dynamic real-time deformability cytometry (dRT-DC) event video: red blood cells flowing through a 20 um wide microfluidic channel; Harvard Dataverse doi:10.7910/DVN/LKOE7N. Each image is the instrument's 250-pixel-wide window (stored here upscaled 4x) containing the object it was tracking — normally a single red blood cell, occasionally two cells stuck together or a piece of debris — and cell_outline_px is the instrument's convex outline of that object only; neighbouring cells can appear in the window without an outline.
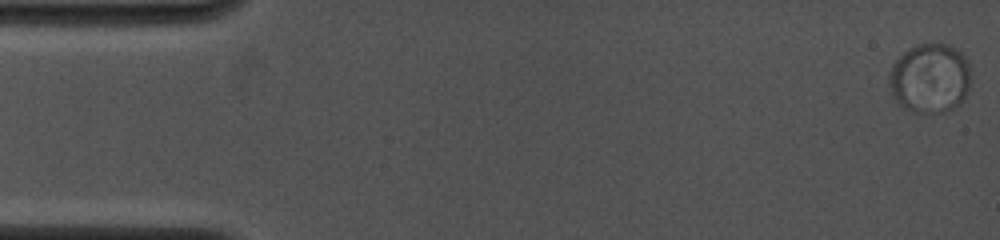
{"species": "common noctule bat (a hibernating species)", "species_latin": "Nyctalus noctula", "temperature_condition": "cold", "stored_images_in_passage": 26, "segment_of_instrument_passage": [1, 2], "camera_frame_rate_fps": 4000, "um_per_image_px": 0.085, "animal": {"sex": "female", "body_mass_g": 19.0, "forearm_length_mm": 53.3}, "frame": {"image": 1, "passage_image": 1, "time_ms": 0.0, "image_size_px": [1000, 240], "cell_outline_px": [[968, 88], [964, 100], [960, 104], [944, 112], [912, 112], [904, 108], [892, 96], [888, 80], [888, 76], [892, 64], [904, 52], [916, 44], [948, 44], [956, 48], [968, 60]], "centroid_in_image_um": [79.02, 6.65], "position_along_channel_um": 6.0, "area_um2": 33.06}}